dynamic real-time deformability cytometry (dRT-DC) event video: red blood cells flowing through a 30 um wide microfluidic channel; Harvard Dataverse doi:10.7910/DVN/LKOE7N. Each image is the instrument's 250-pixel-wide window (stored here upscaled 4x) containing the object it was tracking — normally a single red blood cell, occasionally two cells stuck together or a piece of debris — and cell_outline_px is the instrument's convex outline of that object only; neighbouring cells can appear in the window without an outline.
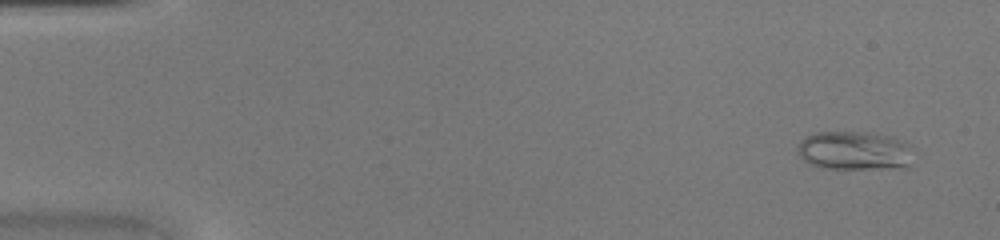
{"species": "common noctule bat (a hibernating species)", "species_latin": "Nyctalus noctula", "temperature_condition": "warm", "stored_images_in_passage": 45, "camera_frame_rate_fps": 3000, "um_per_image_px": 0.085, "animal": {"sex": "female", "body_mass_g": 20.0, "forearm_length_mm": 54.0}, "frame": {"image": 1, "passage_image": 3, "time_ms": 0.667, "image_size_px": [1000, 240], "cell_outline_px": [[908, 168], [820, 168], [808, 164], [796, 152], [796, 148], [800, 140], [804, 136], [816, 132], [868, 132], [892, 136], [908, 144]], "centroid_in_image_um": [72.52, 12.8], "position_along_channel_um": 12.5, "area_um2": 26.13}}
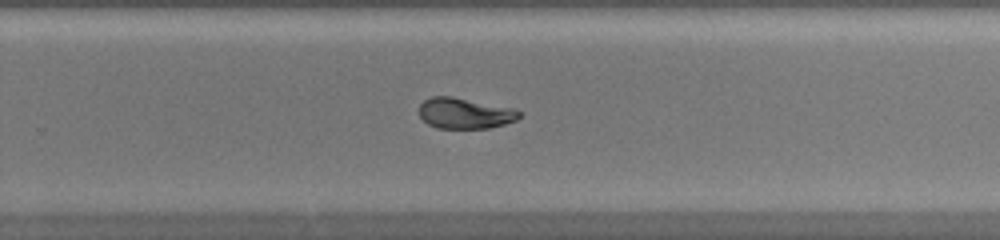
{"frame": {"image": 2, "passage_image": 30, "time_ms": 9.667, "image_size_px": [1000, 240], "cell_outline_px": [[520, 116], [516, 120], [504, 124], [488, 128], [436, 128], [428, 124], [416, 112], [420, 104], [424, 100], [432, 96], [452, 96], [512, 108], [520, 112]], "centroid_in_image_um": [39.45, 9.62], "position_along_channel_um": 290.3, "area_um2": 17.98}}
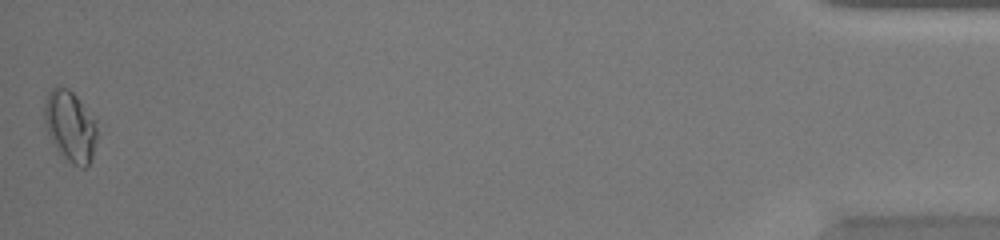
{"frame": {"image": 3, "passage_image": 45, "time_ms": 14.667, "image_size_px": [1000, 240], "cell_outline_px": [[96, 140], [92, 156], [88, 164], [84, 168], [80, 168], [72, 164], [56, 148], [44, 124], [44, 104], [48, 92], [56, 84], [68, 88], [76, 96], [96, 120]], "centroid_in_image_um": [5.95, 10.69], "position_along_channel_um": 429.2, "area_um2": 21.68}}